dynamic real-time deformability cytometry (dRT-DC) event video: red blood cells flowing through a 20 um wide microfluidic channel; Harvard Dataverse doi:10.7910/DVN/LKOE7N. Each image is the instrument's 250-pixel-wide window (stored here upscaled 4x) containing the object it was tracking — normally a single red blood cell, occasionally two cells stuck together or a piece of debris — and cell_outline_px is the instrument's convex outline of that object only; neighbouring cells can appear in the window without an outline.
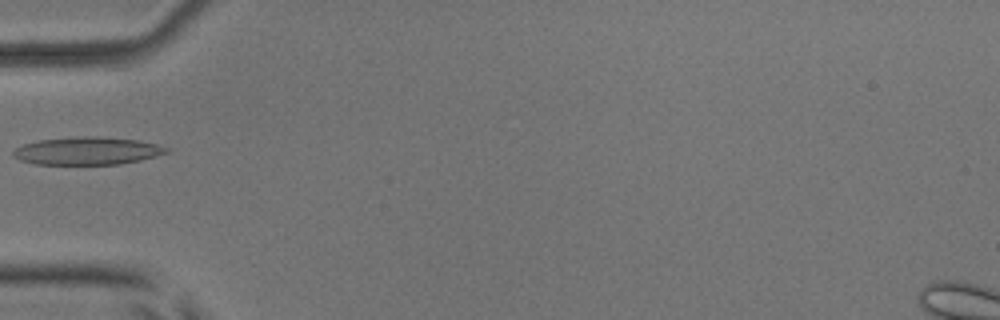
{"species": "common noctule bat (a hibernating species)", "species_latin": "Nyctalus noctula", "temperature_condition": "room temperature", "stored_images_in_passage": 6, "camera_frame_rate_fps": 3000, "um_per_image_px": 0.085, "animal": {"sex": "male", "body_mass_g": 17.9, "forearm_length_mm": 54.2}, "frame": {"image": 1, "passage_image": 5, "time_ms": 4.667, "image_size_px": [1000, 320], "cell_outline_px": [[168, 152], [156, 156], [140, 160], [120, 164], [36, 164], [20, 160], [12, 156], [12, 152], [16, 148], [24, 144], [36, 140], [76, 136], [100, 136], [136, 140], [156, 144], [168, 148]], "centroid_in_image_um": [7.38, 12.82], "position_along_channel_um": 77.6, "area_um2": 24.8}}
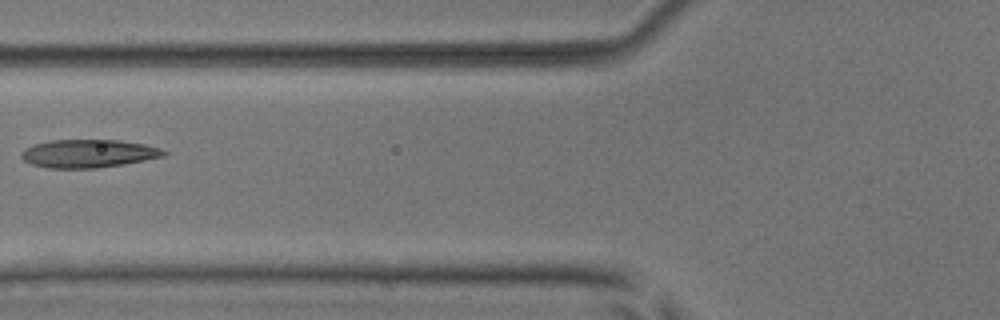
{"frame": {"image": 2, "passage_image": 6, "time_ms": 5.667, "image_size_px": [1000, 320], "cell_outline_px": [[168, 152], [164, 156], [144, 160], [96, 168], [48, 168], [32, 164], [24, 160], [20, 156], [20, 152], [24, 148], [32, 144], [52, 140], [120, 140], [144, 144], [160, 148]], "centroid_in_image_um": [7.47, 13.04], "position_along_channel_um": 118.3, "area_um2": 23.29}}